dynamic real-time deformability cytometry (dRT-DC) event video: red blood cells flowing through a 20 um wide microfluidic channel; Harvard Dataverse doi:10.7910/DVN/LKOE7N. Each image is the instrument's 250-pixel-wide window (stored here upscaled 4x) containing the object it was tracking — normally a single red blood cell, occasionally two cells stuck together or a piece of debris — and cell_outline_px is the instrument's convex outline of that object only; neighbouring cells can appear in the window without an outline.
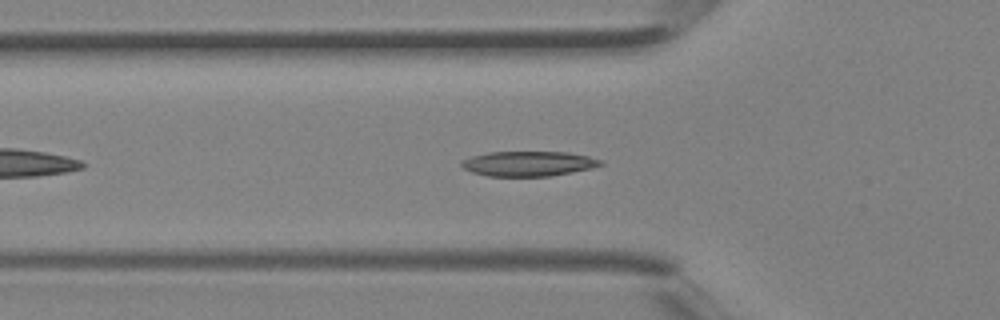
{"species": "Egyptian fruit bat (a non-hibernating species)", "species_latin": "Rousettus aegyptiacus", "temperature_condition": "room temperature", "stored_images_in_passage": 33, "camera_frame_rate_fps": 3000, "um_per_image_px": 0.085, "animal": {"sex": "female"}, "frame": {"image": 1, "passage_image": 6, "time_ms": 1.667, "image_size_px": [1000, 320], "cell_outline_px": [[604, 164], [592, 168], [572, 172], [548, 176], [488, 176], [472, 172], [464, 168], [460, 164], [460, 160], [472, 156], [488, 152], [568, 152], [588, 156], [604, 160]], "centroid_in_image_um": [44.93, 13.9], "position_along_channel_um": 80.9, "area_um2": 20.29}}
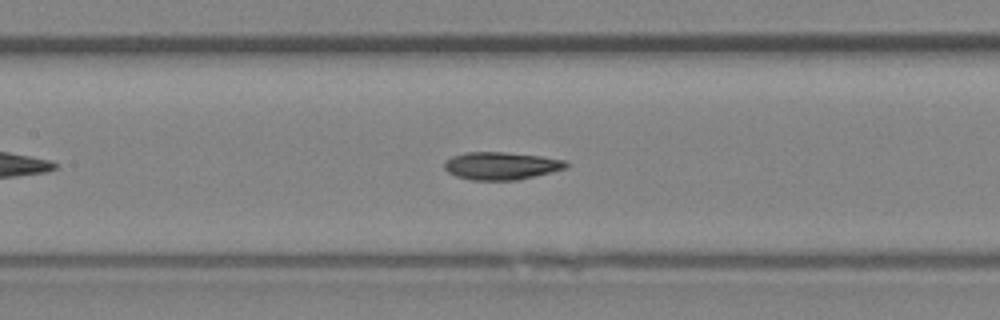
{"frame": {"image": 2, "passage_image": 11, "time_ms": 3.333, "image_size_px": [1000, 320], "cell_outline_px": [[568, 168], [516, 180], [472, 180], [456, 176], [448, 172], [444, 168], [444, 160], [452, 156], [464, 152], [504, 152], [540, 156], [564, 160], [568, 164]], "centroid_in_image_um": [42.56, 14.09], "position_along_channel_um": 164.8, "area_um2": 19.59}}
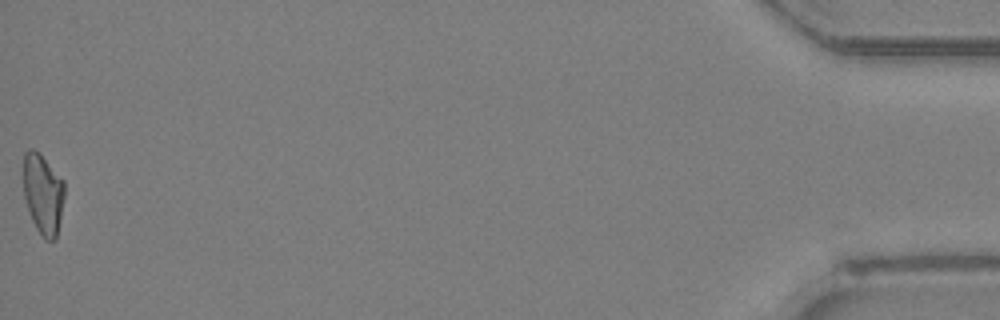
{"frame": {"image": 3, "passage_image": 33, "time_ms": 10.667, "image_size_px": [1000, 320], "cell_outline_px": [[64, 196], [56, 240], [44, 240], [36, 228], [32, 220], [24, 196], [24, 152], [28, 148], [32, 148], [64, 180]], "centroid_in_image_um": [3.66, 16.52], "position_along_channel_um": 431.5, "area_um2": 18.9}}